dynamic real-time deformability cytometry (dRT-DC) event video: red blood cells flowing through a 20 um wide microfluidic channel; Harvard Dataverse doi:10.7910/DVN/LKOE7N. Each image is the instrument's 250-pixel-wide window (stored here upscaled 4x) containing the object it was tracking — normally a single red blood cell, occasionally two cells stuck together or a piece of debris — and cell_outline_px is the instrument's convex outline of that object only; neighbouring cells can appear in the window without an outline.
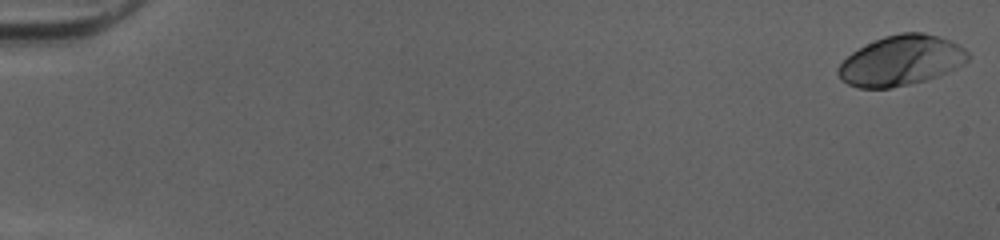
{"species": "human", "species_latin": "Homo sapiens", "temperature_condition": "cold", "stored_images_in_passage": 52, "camera_frame_rate_fps": 3000, "um_per_image_px": 0.085, "donor": {"sex": "female"}, "frame": {"image": 1, "passage_image": 1, "time_ms": 0.0, "image_size_px": [1000, 240], "cell_outline_px": [[968, 60], [964, 64], [940, 76], [892, 88], [860, 88], [848, 84], [840, 80], [836, 72], [836, 68], [852, 52], [884, 36], [900, 32], [924, 32], [948, 40], [964, 48], [968, 52]], "centroid_in_image_um": [76.58, 5.16], "position_along_channel_um": 8.4, "area_um2": 37.74}}
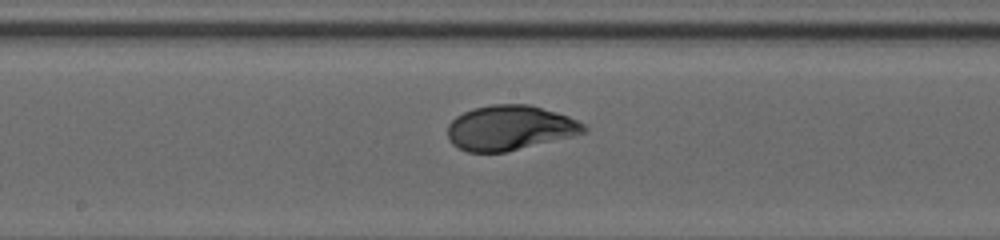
{"frame": {"image": 2, "passage_image": 29, "time_ms": 9.333, "image_size_px": [1000, 240], "cell_outline_px": [[588, 128], [584, 132], [572, 136], [504, 152], [468, 152], [452, 144], [448, 140], [448, 124], [456, 116], [472, 108], [492, 104], [528, 104], [556, 112], [568, 116], [584, 124]], "centroid_in_image_um": [43.3, 10.86], "position_along_channel_um": 204.9, "area_um2": 35.37}}
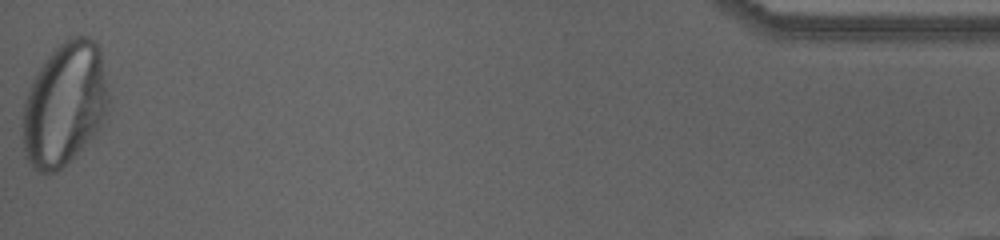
{"frame": {"image": 3, "passage_image": 52, "time_ms": 17.0, "image_size_px": [1000, 240], "cell_outline_px": [[108, 104], [100, 128], [96, 136], [76, 156], [56, 172], [36, 172], [24, 156], [24, 100], [32, 80], [36, 72], [48, 56], [68, 36], [88, 36], [100, 48], [108, 96]], "centroid_in_image_um": [5.5, 8.88], "position_along_channel_um": 429.7, "area_um2": 61.79}, "authors_computed_cell_mechanics": {"area_um2": 35.8938, "velocity_mm_per_s": 4.0271, "shape_relaxation_time_tau1_ms": 3.912, "shape_relaxation_time_tau2_ms": null, "deformation_change_tau1": 0.1949, "deformation_change_tau2": null}}